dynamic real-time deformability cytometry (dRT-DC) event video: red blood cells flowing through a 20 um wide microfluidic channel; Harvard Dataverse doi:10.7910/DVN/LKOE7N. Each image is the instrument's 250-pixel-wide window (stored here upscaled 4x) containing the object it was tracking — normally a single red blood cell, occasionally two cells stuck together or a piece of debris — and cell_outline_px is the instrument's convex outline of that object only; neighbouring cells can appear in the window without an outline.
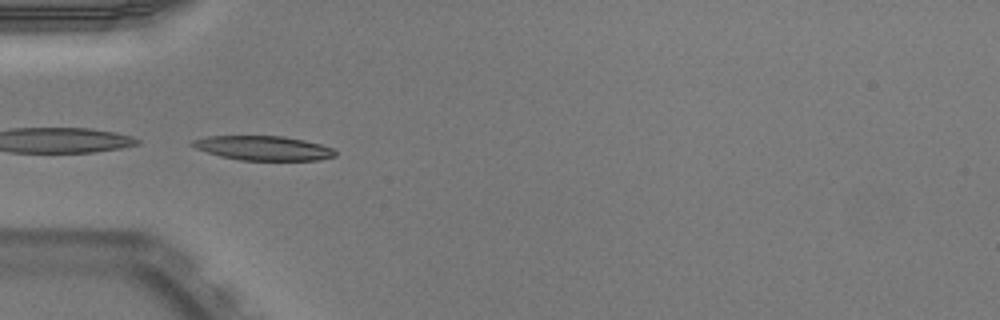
{"species": "Egyptian fruit bat (a non-hibernating species)", "species_latin": "Rousettus aegyptiacus", "temperature_condition": "warm", "stored_images_in_passage": 33, "camera_frame_rate_fps": 3000, "um_per_image_px": 0.085, "animal": {"sex": "male"}, "frame": {"image": 1, "passage_image": 1, "time_ms": 0.0, "image_size_px": [1000, 320], "cell_outline_px": [[336, 156], [320, 160], [240, 160], [220, 156], [196, 148], [188, 144], [192, 140], [208, 136], [284, 136], [304, 140], [320, 144], [332, 148], [336, 152]], "centroid_in_image_um": [22.38, 12.58], "position_along_channel_um": 62.6, "area_um2": 20.29}, "authors_computed_cell_mechanics": {"area_um2": 20.6924, "velocity_mm_per_s": 3.9606, "shape_relaxation_time_tau1_ms": 5.5052, "shape_relaxation_time_tau2_ms": 2.2193, "deformation_change_tau1": 0.205, "deformation_change_tau2": 0.0874}}